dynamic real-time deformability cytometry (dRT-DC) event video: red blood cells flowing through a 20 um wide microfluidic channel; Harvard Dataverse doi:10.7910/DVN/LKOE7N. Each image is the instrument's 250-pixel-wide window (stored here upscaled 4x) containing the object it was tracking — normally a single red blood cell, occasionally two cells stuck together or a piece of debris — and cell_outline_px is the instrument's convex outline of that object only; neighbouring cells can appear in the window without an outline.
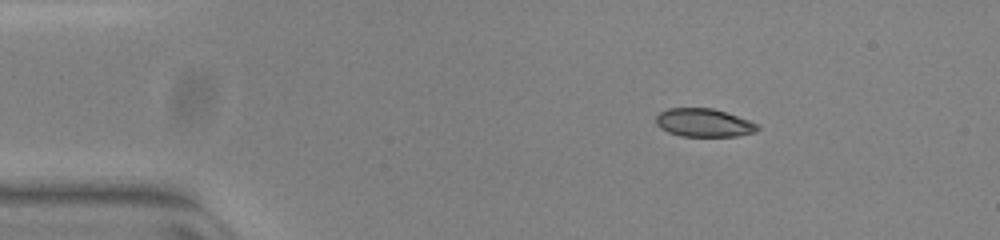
{"species": "common noctule bat (a hibernating species)", "species_latin": "Nyctalus noctula", "temperature_condition": "warm", "stored_images_in_passage": 45, "camera_frame_rate_fps": 3000, "um_per_image_px": 0.085, "animal": {"sex": "female", "body_mass_g": 23.0, "forearm_length_mm": 53.4}, "frame": {"image": 1, "passage_image": 1, "time_ms": 0.0, "image_size_px": [1000, 240], "cell_outline_px": [[760, 128], [756, 132], [736, 136], [680, 136], [668, 132], [660, 128], [656, 124], [656, 116], [660, 112], [668, 108], [712, 108], [760, 124]], "centroid_in_image_um": [59.82, 10.44], "position_along_channel_um": 25.2, "area_um2": 16.7}}
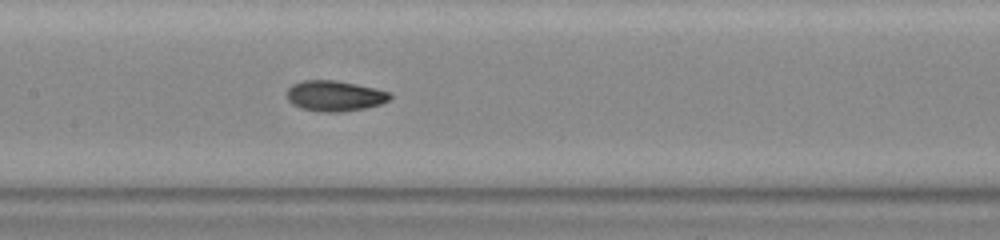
{"frame": {"image": 2, "passage_image": 18, "time_ms": 5.667, "image_size_px": [1000, 240], "cell_outline_px": [[392, 96], [388, 100], [380, 104], [364, 108], [340, 112], [324, 112], [300, 108], [292, 104], [288, 100], [288, 88], [292, 84], [304, 80], [336, 80], [376, 88], [392, 92]], "centroid_in_image_um": [28.46, 8.14], "position_along_channel_um": 178.9, "area_um2": 18.38}}
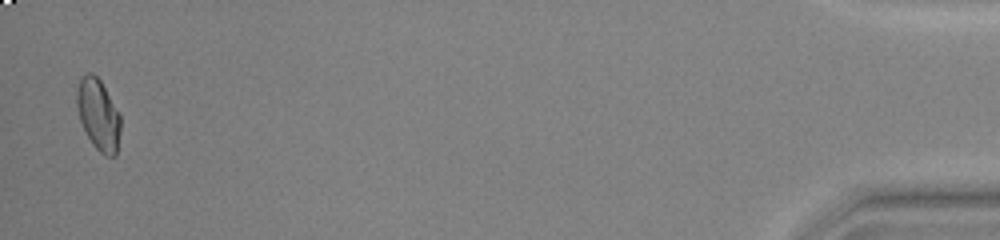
{"frame": {"image": 3, "passage_image": 44, "time_ms": 14.333, "image_size_px": [1000, 240], "cell_outline_px": [[120, 128], [116, 156], [104, 156], [92, 144], [80, 120], [76, 108], [76, 92], [80, 76], [88, 72], [92, 72], [100, 80], [120, 112]], "centroid_in_image_um": [8.35, 9.71], "position_along_channel_um": 426.9, "area_um2": 18.32}, "authors_computed_cell_mechanics": {"area_um2": 17.9758, "velocity_mm_per_s": 3.9359, "shape_relaxation_time_tau1_ms": 5.9337, "shape_relaxation_time_tau2_ms": 1.6997, "deformation_change_tau1": 0.1573, "deformation_change_tau2": 0.0456}}